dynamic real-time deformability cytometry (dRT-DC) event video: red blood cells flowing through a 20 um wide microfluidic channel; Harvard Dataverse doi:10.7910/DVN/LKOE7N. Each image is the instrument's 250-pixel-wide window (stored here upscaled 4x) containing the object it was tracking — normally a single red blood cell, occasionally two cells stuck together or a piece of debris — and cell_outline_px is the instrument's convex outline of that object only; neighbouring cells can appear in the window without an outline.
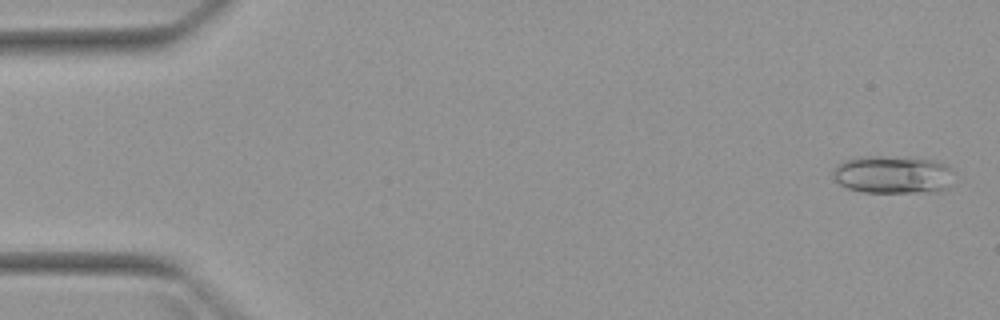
{"species": "Egyptian fruit bat (a non-hibernating species)", "species_latin": "Rousettus aegyptiacus", "temperature_condition": "warm", "stored_images_in_passage": 5, "camera_frame_rate_fps": 3000, "um_per_image_px": 0.085, "animal": {"sex": "female"}, "frame": {"image": 1, "passage_image": 1, "time_ms": 0.0, "image_size_px": [1000, 320], "cell_outline_px": [[948, 188], [936, 192], [864, 192], [848, 188], [840, 184], [832, 176], [832, 172], [836, 164], [844, 160], [860, 156], [912, 156], [936, 160], [948, 164]], "centroid_in_image_um": [75.84, 14.81], "position_along_channel_um": 9.2, "area_um2": 26.93}}